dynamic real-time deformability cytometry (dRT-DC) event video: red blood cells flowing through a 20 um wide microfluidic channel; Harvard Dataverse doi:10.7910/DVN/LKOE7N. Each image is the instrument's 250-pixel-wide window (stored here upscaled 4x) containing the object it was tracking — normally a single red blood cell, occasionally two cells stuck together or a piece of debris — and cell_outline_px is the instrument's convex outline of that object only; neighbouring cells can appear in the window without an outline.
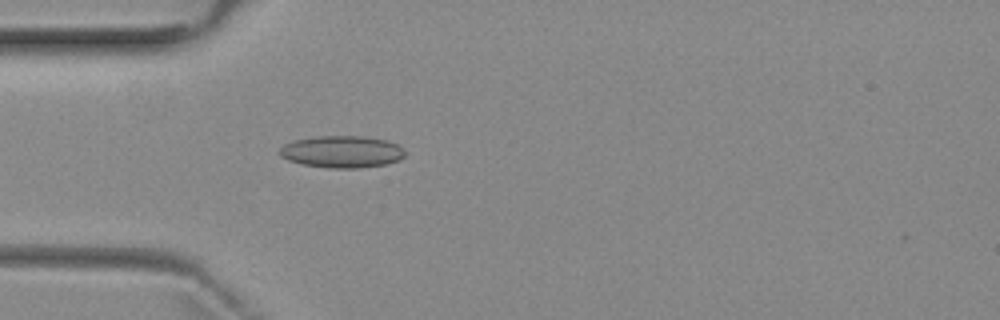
{"species": "common noctule bat (a hibernating species)", "species_latin": "Nyctalus noctula", "temperature_condition": "room temperature", "stored_images_in_passage": 5, "camera_frame_rate_fps": 3000, "um_per_image_px": 0.085, "animal": {"sex": "female", "body_mass_g": 29.2, "forearm_length_mm": 56.3}, "frame": {"image": 1, "passage_image": 5, "time_ms": 4.667, "image_size_px": [1000, 320], "cell_outline_px": [[404, 156], [400, 160], [384, 164], [356, 168], [328, 168], [300, 164], [288, 160], [280, 156], [276, 152], [284, 144], [296, 140], [316, 136], [364, 136], [388, 140], [396, 144], [404, 152]], "centroid_in_image_um": [29.01, 12.9], "position_along_channel_um": 56.0, "area_um2": 23.41}}